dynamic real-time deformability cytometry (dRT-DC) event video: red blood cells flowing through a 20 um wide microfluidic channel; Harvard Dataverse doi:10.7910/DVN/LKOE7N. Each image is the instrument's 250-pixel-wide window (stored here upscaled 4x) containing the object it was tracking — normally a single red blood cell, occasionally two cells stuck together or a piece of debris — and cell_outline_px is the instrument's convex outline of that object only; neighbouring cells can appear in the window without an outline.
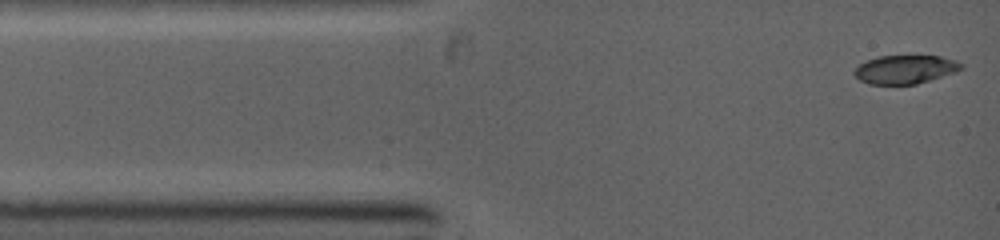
{"species": "common noctule bat (a hibernating species)", "species_latin": "Nyctalus noctula", "temperature_condition": "warm", "stored_images_in_passage": 4, "camera_frame_rate_fps": 5000, "um_per_image_px": 0.085, "animal": {"sex": "female", "body_mass_g": 19.0, "forearm_length_mm": 53.3}, "frame": {"image": 1, "passage_image": 1, "time_ms": 0.0, "image_size_px": [1000, 240], "cell_outline_px": [[964, 68], [956, 72], [916, 84], [868, 84], [860, 80], [852, 72], [860, 64], [868, 60], [880, 56], [940, 56], [956, 60], [964, 64]], "centroid_in_image_um": [76.98, 5.9], "position_along_channel_um": 8.0, "area_um2": 17.74}}
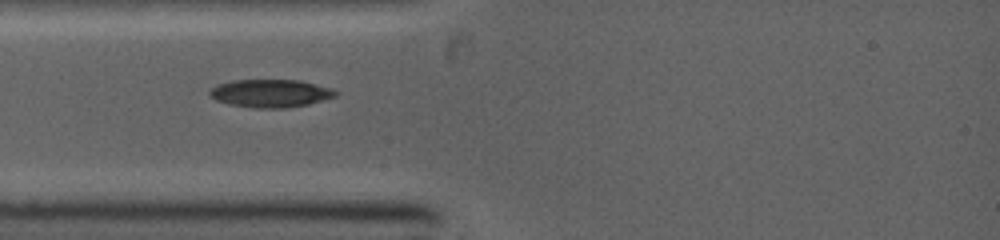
{"frame": {"image": 2, "passage_image": 3, "time_ms": 2.4, "image_size_px": [1000, 240], "cell_outline_px": [[340, 92], [336, 96], [308, 104], [284, 108], [252, 108], [232, 104], [216, 100], [208, 92], [216, 84], [232, 80], [300, 80], [332, 88]], "centroid_in_image_um": [23.01, 7.92], "position_along_channel_um": 62.0, "area_um2": 20.46}}
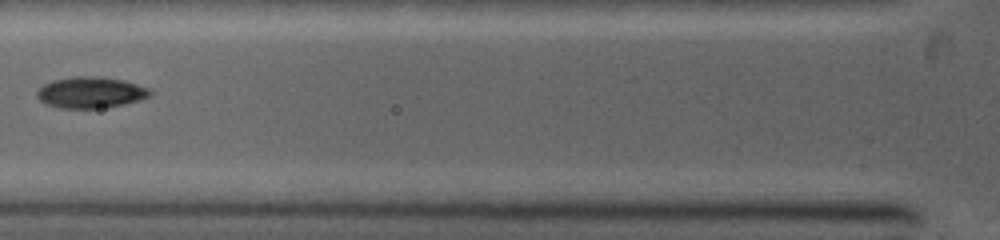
{"frame": {"image": 3, "passage_image": 4, "time_ms": 3.6, "image_size_px": [1000, 240], "cell_outline_px": [[152, 96], [140, 100], [124, 104], [100, 108], [60, 108], [44, 104], [36, 96], [36, 88], [52, 80], [72, 76], [96, 76], [124, 80], [152, 88]], "centroid_in_image_um": [7.71, 7.85], "position_along_channel_um": 118.1, "area_um2": 20.98}}